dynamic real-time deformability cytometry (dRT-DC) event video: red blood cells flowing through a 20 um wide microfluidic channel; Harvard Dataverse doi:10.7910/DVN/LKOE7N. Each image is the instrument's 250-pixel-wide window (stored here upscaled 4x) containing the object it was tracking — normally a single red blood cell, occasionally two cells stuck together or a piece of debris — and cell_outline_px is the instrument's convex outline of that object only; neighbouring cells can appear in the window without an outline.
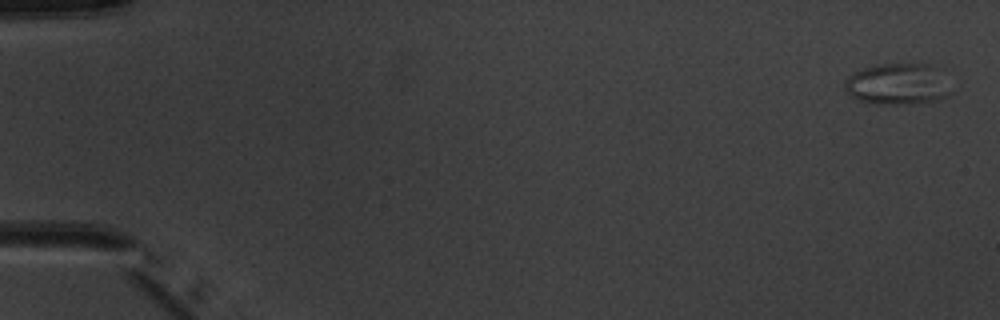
{"species": "common noctule bat (a hibernating species)", "species_latin": "Nyctalus noctula", "temperature_condition": "warm", "stored_images_in_passage": 6, "camera_frame_rate_fps": 3000, "um_per_image_px": 0.085, "animal": {"sex": "male", "body_mass_g": 20.1, "forearm_length_mm": 53.5}, "frame": {"image": 1, "passage_image": 1, "time_ms": 0.0, "image_size_px": [1000, 320], "cell_outline_px": [[952, 92], [948, 96], [932, 100], [912, 104], [892, 104], [860, 100], [852, 96], [844, 88], [844, 80], [848, 76], [864, 68], [880, 64], [928, 64]], "centroid_in_image_um": [76.21, 7.16], "position_along_channel_um": 8.8, "area_um2": 24.45}}
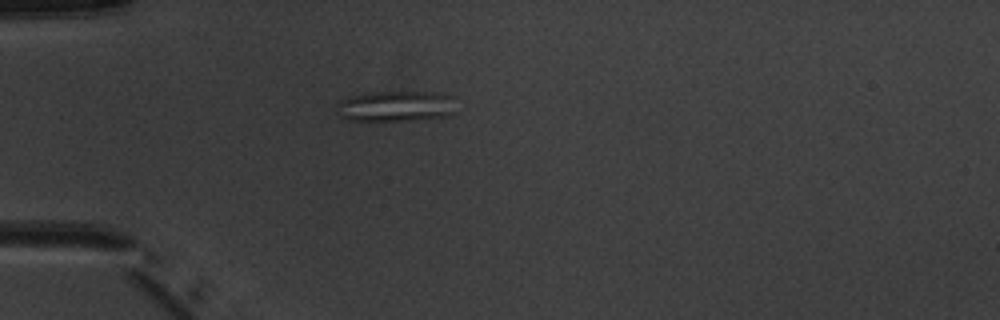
{"frame": {"image": 2, "passage_image": 5, "time_ms": 4.667, "image_size_px": [1000, 320], "cell_outline_px": [[452, 112], [448, 116], [416, 120], [348, 120], [340, 116], [336, 112], [336, 104], [340, 100], [348, 96], [372, 92], [440, 92], [452, 96]], "centroid_in_image_um": [33.58, 9.02], "position_along_channel_um": 51.4, "area_um2": 21.39}}